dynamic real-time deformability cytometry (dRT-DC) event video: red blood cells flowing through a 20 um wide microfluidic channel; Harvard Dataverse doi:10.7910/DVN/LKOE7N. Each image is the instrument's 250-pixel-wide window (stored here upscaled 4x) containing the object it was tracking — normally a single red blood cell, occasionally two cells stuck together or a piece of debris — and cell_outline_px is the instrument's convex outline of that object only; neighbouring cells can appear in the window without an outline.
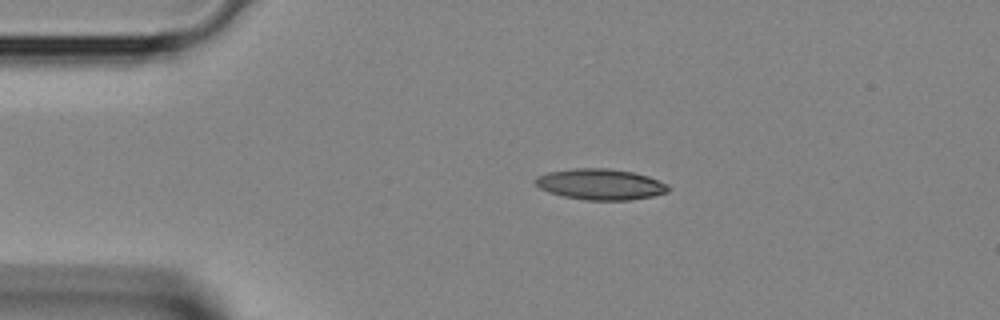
{"species": "Egyptian fruit bat (a non-hibernating species)", "species_latin": "Rousettus aegyptiacus", "temperature_condition": "room temperature", "stored_images_in_passage": 34, "camera_frame_rate_fps": 3000, "um_per_image_px": 0.085, "animal": {"sex": "female"}, "frame": {"image": 1, "passage_image": 7, "time_ms": 2.0, "image_size_px": [1000, 320], "cell_outline_px": [[672, 188], [668, 192], [652, 196], [632, 200], [588, 200], [564, 196], [548, 192], [540, 188], [532, 180], [536, 176], [548, 172], [572, 168], [608, 168], [632, 172], [648, 176], [668, 184]], "centroid_in_image_um": [51.04, 15.66], "position_along_channel_um": 34.0, "area_um2": 24.1}}
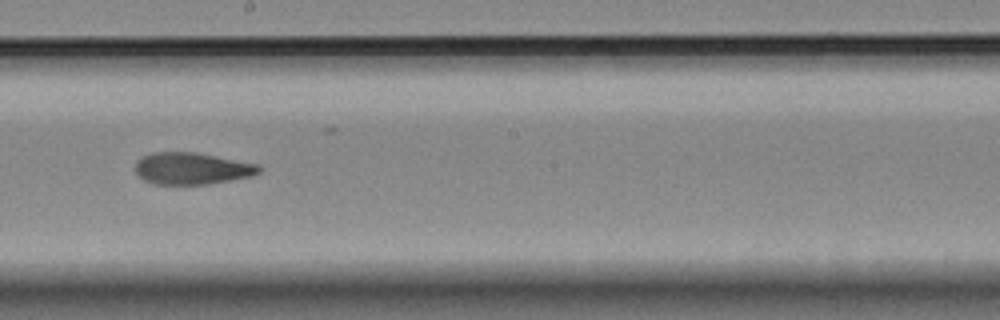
{"frame": {"image": 2, "passage_image": 21, "time_ms": 6.667, "image_size_px": [1000, 320], "cell_outline_px": [[260, 172], [252, 176], [208, 184], [156, 184], [144, 180], [136, 172], [136, 160], [152, 152], [196, 152], [260, 164]], "centroid_in_image_um": [16.33, 14.31], "position_along_channel_um": 231.9, "area_um2": 22.95}}
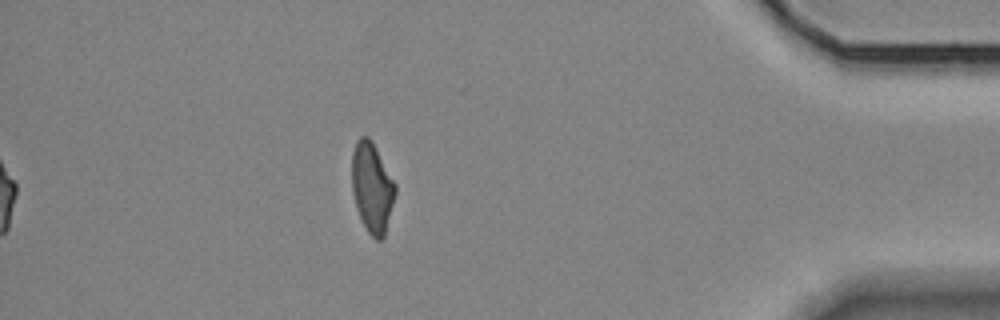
{"frame": {"image": 3, "passage_image": 34, "time_ms": 11.0, "image_size_px": [1000, 320], "cell_outline_px": [[396, 192], [384, 236], [380, 240], [376, 240], [368, 232], [356, 208], [352, 192], [352, 152], [356, 140], [360, 136], [368, 136], [372, 140], [396, 184]], "centroid_in_image_um": [31.62, 15.9], "position_along_channel_um": 403.6, "area_um2": 22.72}}